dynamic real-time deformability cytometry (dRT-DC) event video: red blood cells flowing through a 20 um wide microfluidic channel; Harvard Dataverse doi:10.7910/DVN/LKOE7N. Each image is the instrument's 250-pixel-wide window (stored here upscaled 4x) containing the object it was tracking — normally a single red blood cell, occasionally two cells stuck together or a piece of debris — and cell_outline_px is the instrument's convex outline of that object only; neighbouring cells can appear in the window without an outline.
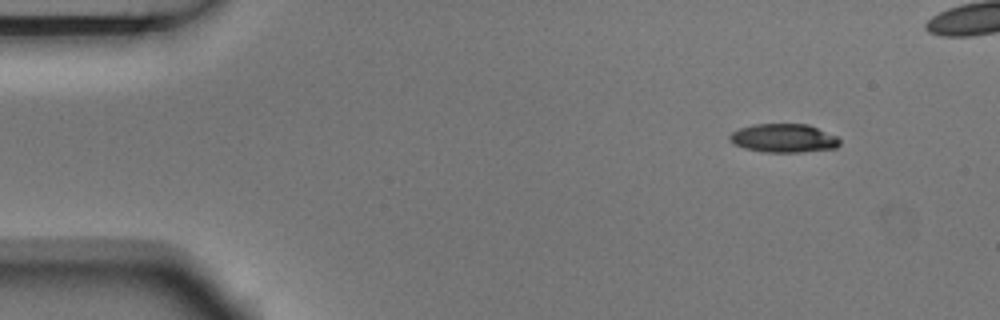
{"species": "Egyptian fruit bat (a non-hibernating species)", "species_latin": "Rousettus aegyptiacus", "temperature_condition": "room temperature", "stored_images_in_passage": 4, "camera_frame_rate_fps": 3000, "um_per_image_px": 0.085, "animal": {"sex": "male"}, "frame": {"image": 1, "passage_image": 1, "time_ms": 0.0, "image_size_px": [1000, 320], "cell_outline_px": [[840, 144], [836, 148], [800, 152], [764, 152], [744, 148], [732, 144], [728, 140], [728, 136], [732, 132], [740, 128], [752, 124], [808, 124], [836, 136], [840, 140]], "centroid_in_image_um": [66.57, 11.74], "position_along_channel_um": 18.4, "area_um2": 18.44}}